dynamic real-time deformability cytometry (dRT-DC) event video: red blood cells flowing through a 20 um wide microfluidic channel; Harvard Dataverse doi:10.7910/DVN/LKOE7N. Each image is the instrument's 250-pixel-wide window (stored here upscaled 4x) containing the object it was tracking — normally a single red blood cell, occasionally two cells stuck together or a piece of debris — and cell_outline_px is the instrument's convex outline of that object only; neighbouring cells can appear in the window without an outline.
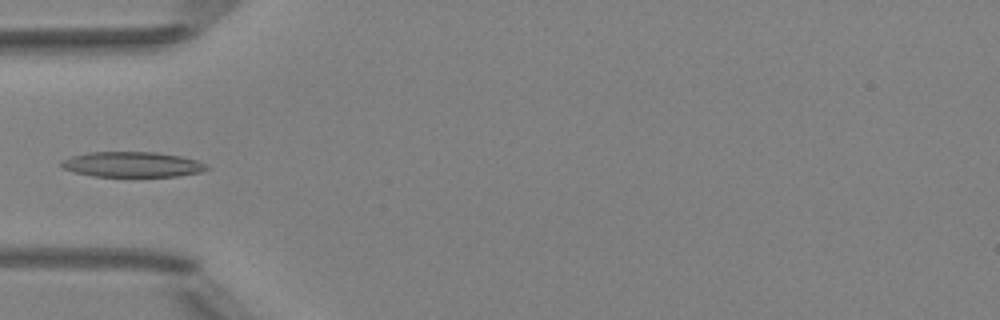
{"species": "Egyptian fruit bat (a non-hibernating species)", "species_latin": "Rousettus aegyptiacus", "temperature_condition": "room temperature", "stored_images_in_passage": 4, "camera_frame_rate_fps": 3000, "um_per_image_px": 0.085, "animal": {"sex": "female"}, "frame": {"image": 1, "passage_image": 4, "time_ms": 1.0, "image_size_px": [1000, 320], "cell_outline_px": [[212, 168], [200, 172], [176, 176], [92, 176], [76, 172], [64, 168], [60, 164], [64, 160], [72, 156], [88, 152], [156, 152], [180, 156], [196, 160]], "centroid_in_image_um": [11.26, 13.97], "position_along_channel_um": 73.7, "area_um2": 21.15}}